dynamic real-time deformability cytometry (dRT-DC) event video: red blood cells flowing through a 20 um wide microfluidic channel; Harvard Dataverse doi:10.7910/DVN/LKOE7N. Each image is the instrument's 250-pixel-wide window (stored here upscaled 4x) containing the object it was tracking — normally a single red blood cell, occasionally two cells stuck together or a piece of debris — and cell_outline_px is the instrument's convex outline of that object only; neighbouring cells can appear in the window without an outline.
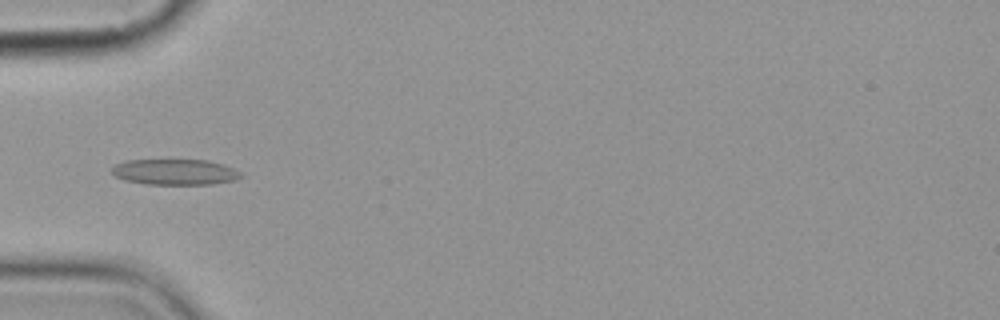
{"species": "common noctule bat (a hibernating species)", "species_latin": "Nyctalus noctula", "temperature_condition": "cold", "stored_images_in_passage": 7, "camera_frame_rate_fps": 3000, "um_per_image_px": 0.085, "animal": {"sex": "female", "body_mass_g": 19.9}, "frame": {"image": 1, "passage_image": 5, "time_ms": 4.667, "image_size_px": [1000, 320], "cell_outline_px": [[244, 176], [232, 180], [212, 184], [144, 184], [124, 180], [116, 176], [112, 172], [112, 168], [116, 164], [128, 160], [208, 160], [232, 168], [240, 172]], "centroid_in_image_um": [14.85, 14.62], "position_along_channel_um": 70.2, "area_um2": 19.13}}
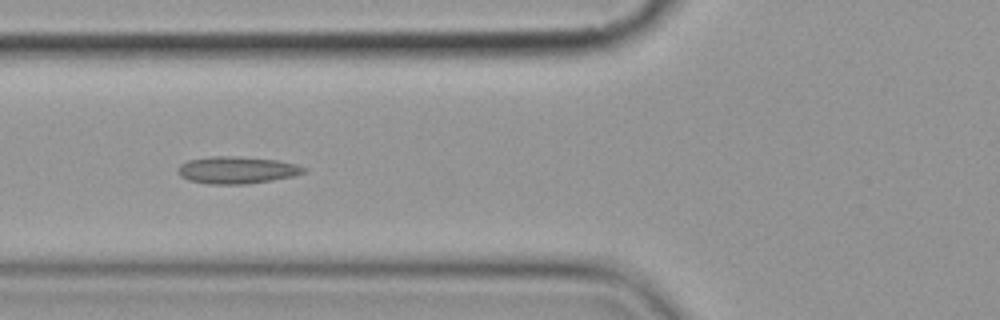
{"frame": {"image": 2, "passage_image": 6, "time_ms": 5.667, "image_size_px": [1000, 320], "cell_outline_px": [[308, 172], [292, 176], [272, 180], [248, 184], [208, 184], [188, 180], [180, 176], [176, 172], [176, 168], [180, 164], [188, 160], [212, 156], [236, 156], [276, 160], [296, 164], [308, 168]], "centroid_in_image_um": [20.12, 14.45], "position_along_channel_um": 105.7, "area_um2": 20.11}}
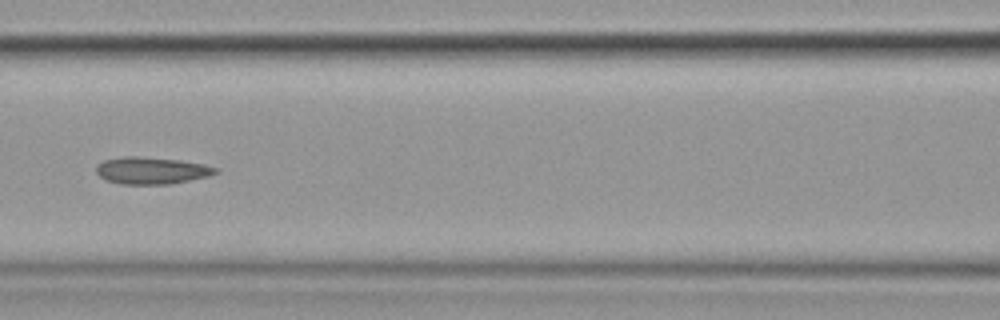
{"frame": {"image": 3, "passage_image": 7, "time_ms": 7.0, "image_size_px": [1000, 320], "cell_outline_px": [[216, 172], [208, 176], [172, 184], [120, 184], [104, 180], [96, 172], [96, 164], [104, 160], [124, 156], [136, 156], [180, 160], [204, 164], [216, 168]], "centroid_in_image_um": [12.82, 14.5], "position_along_channel_um": 153.8, "area_um2": 18.79}}